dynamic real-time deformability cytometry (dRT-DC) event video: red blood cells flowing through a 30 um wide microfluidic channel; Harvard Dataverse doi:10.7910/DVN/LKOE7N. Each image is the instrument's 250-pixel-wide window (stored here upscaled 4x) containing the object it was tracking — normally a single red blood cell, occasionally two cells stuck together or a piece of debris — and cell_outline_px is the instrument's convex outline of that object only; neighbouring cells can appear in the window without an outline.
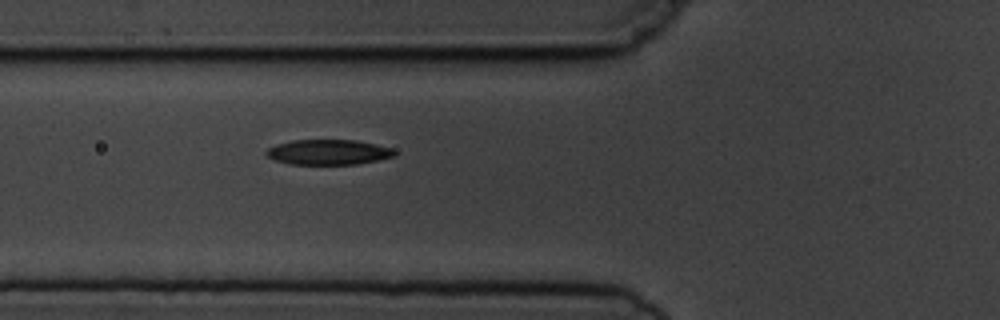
{"species": "common noctule bat (a hibernating species)", "species_latin": "Nyctalus noctula", "temperature_condition": "cold", "stored_images_in_passage": 4, "camera_frame_rate_fps": 3000, "um_per_image_px": 0.085, "animal": {"sex": "male", "body_mass_g": 19.5, "forearm_length_mm": 54.6}, "frame": {"image": 1, "passage_image": 4, "time_ms": 3.667, "image_size_px": [1000, 320], "cell_outline_px": [[396, 156], [380, 160], [356, 164], [288, 164], [276, 160], [268, 156], [264, 152], [268, 148], [276, 144], [292, 140], [356, 140], [376, 144], [392, 148], [396, 152]], "centroid_in_image_um": [27.93, 12.93], "position_along_channel_um": 97.9, "area_um2": 18.9}}